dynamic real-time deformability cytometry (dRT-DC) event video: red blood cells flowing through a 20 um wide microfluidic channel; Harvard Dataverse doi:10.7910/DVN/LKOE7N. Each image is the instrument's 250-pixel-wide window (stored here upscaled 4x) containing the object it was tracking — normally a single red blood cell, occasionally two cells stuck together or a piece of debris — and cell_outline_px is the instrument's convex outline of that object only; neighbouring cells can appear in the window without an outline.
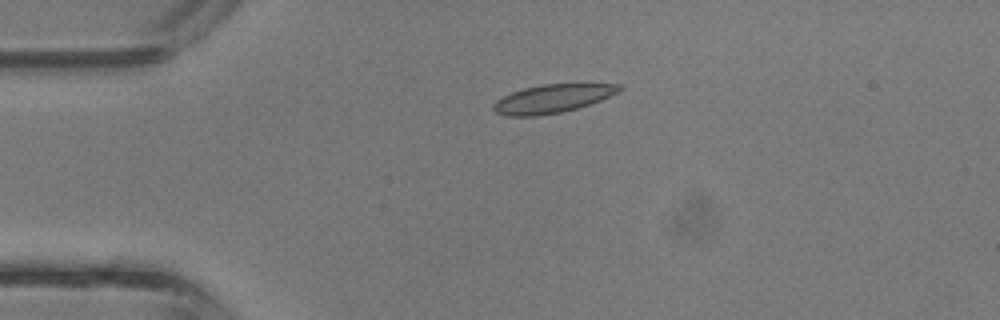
{"species": "common noctule bat (a hibernating species)", "species_latin": "Nyctalus noctula", "temperature_condition": "room temperature", "stored_images_in_passage": 29, "camera_frame_rate_fps": 3000, "um_per_image_px": 0.085, "animal": {"sex": "male", "body_mass_g": 13.3}, "frame": {"image": 1, "passage_image": 1, "time_ms": 0.0, "image_size_px": [1000, 320], "cell_outline_px": [[624, 88], [620, 92], [600, 100], [576, 108], [560, 112], [536, 116], [508, 116], [496, 112], [492, 108], [492, 104], [496, 100], [512, 92], [524, 88], [544, 84], [580, 80], [624, 84]], "centroid_in_image_um": [47.11, 8.3], "position_along_channel_um": 37.9, "area_um2": 21.85}}
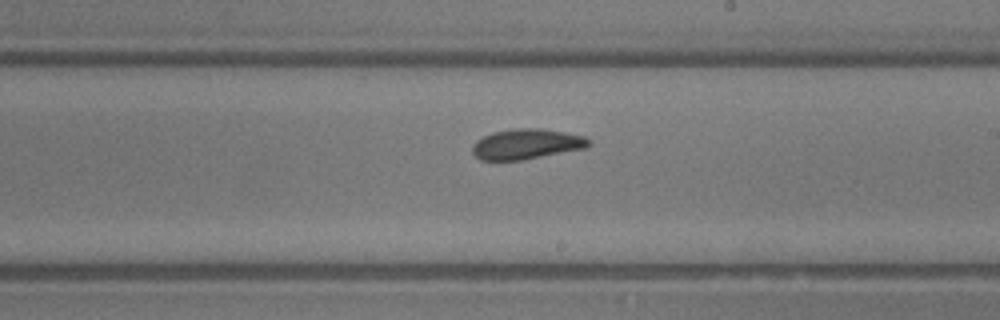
{"frame": {"image": 2, "passage_image": 16, "time_ms": 5.0, "image_size_px": [1000, 320], "cell_outline_px": [[592, 144], [584, 148], [520, 160], [480, 160], [472, 152], [472, 144], [476, 140], [492, 132], [512, 128], [540, 128], [564, 132], [584, 136], [592, 140]], "centroid_in_image_um": [44.74, 12.23], "position_along_channel_um": 244.3, "area_um2": 20.52}}
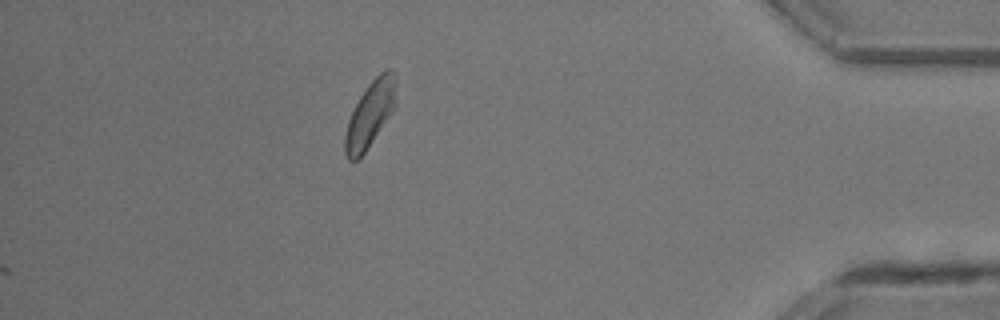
{"frame": {"image": 3, "passage_image": 29, "time_ms": 9.333, "image_size_px": [1000, 320], "cell_outline_px": [[396, 104], [392, 112], [364, 152], [356, 160], [348, 160], [344, 152], [344, 136], [348, 120], [360, 96], [368, 84], [380, 72], [388, 68], [392, 68], [396, 72]], "centroid_in_image_um": [31.48, 9.65], "position_along_channel_um": 403.7, "area_um2": 19.54}, "authors_computed_cell_mechanics": {"area_um2": 20.4034, "velocity_mm_per_s": 4.7926, "shape_relaxation_time_tau1_ms": 3.1346, "shape_relaxation_time_tau2_ms": 5.4635, "deformation_change_tau1": 0.0922, "deformation_change_tau2": 0.106}}